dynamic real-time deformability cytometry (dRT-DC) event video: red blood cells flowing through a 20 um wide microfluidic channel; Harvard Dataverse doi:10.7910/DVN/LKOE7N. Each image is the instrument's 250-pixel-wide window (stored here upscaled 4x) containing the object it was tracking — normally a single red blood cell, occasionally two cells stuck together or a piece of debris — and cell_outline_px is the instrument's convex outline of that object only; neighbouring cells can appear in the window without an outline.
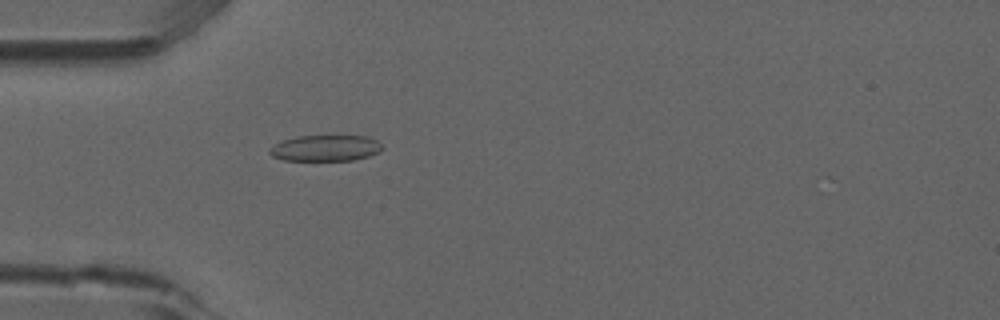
{"species": "common noctule bat (a hibernating species)", "species_latin": "Nyctalus noctula", "temperature_condition": "room temperature", "stored_images_in_passage": 51, "camera_frame_rate_fps": 3000, "um_per_image_px": 0.085, "animal": {"sex": "male", "forearm_length_mm": 52.5}, "frame": {"image": 1, "passage_image": 16, "time_ms": 5.0, "image_size_px": [1000, 320], "cell_outline_px": [[384, 148], [380, 152], [368, 156], [352, 160], [284, 160], [272, 156], [268, 152], [268, 148], [284, 140], [296, 136], [368, 136], [376, 140]], "centroid_in_image_um": [27.67, 12.59], "position_along_channel_um": 57.3, "area_um2": 17.05}}
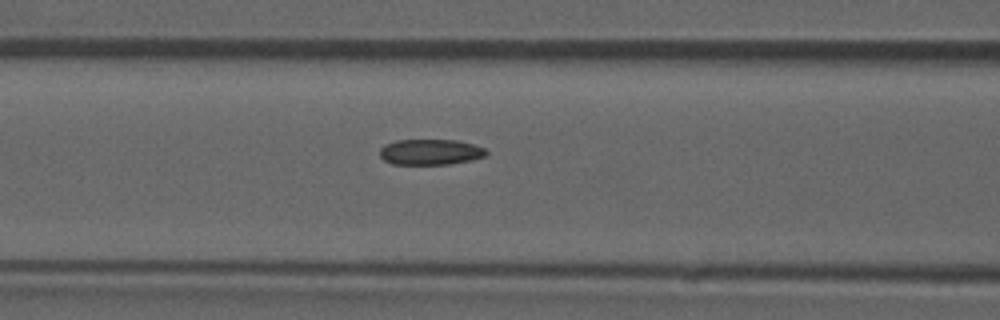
{"frame": {"image": 2, "passage_image": 22, "time_ms": 7.0, "image_size_px": [1000, 320], "cell_outline_px": [[488, 152], [484, 156], [472, 160], [448, 164], [392, 164], [384, 160], [380, 156], [380, 148], [384, 144], [396, 140], [456, 140], [472, 144], [484, 148]], "centroid_in_image_um": [36.55, 12.92], "position_along_channel_um": 130.0, "area_um2": 15.9}}
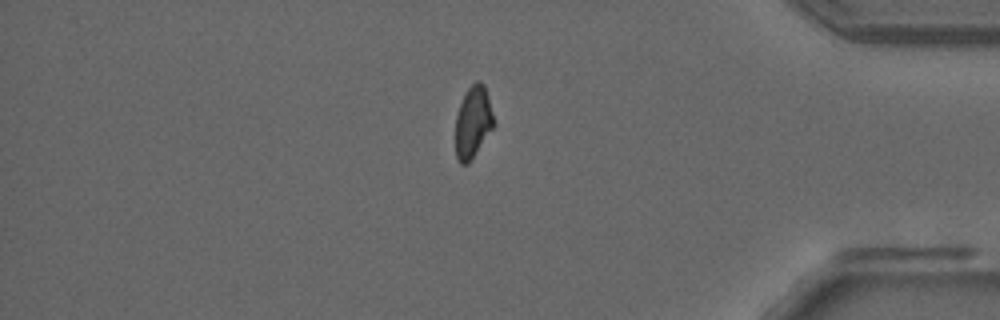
{"frame": {"image": 3, "passage_image": 45, "time_ms": 14.667, "image_size_px": [1000, 320], "cell_outline_px": [[492, 128], [468, 164], [460, 164], [456, 156], [456, 116], [460, 104], [468, 88], [476, 80], [480, 80], [484, 84], [492, 112]], "centroid_in_image_um": [40.18, 10.37], "position_along_channel_um": 395.0, "area_um2": 15.49}}